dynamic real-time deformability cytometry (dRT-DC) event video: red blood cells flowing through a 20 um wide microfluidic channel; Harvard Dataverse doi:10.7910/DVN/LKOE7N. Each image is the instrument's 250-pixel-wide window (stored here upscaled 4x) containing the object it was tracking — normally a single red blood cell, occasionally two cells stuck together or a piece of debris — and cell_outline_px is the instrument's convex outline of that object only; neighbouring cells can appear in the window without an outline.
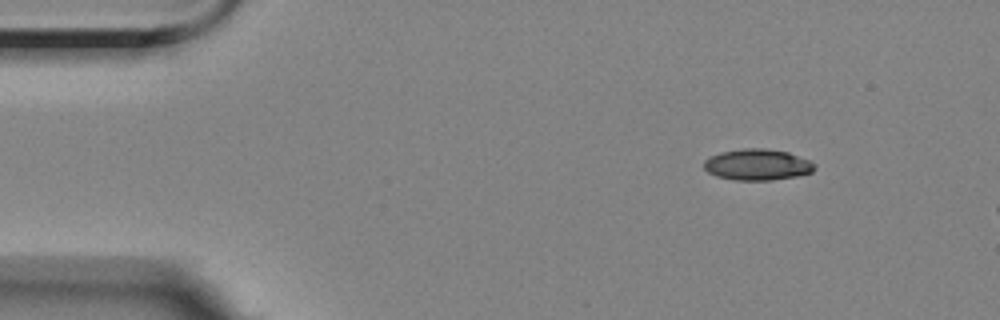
{"species": "Egyptian fruit bat (a non-hibernating species)", "species_latin": "Rousettus aegyptiacus", "temperature_condition": "room temperature", "stored_images_in_passage": 7, "camera_frame_rate_fps": 3000, "um_per_image_px": 0.085, "animal": {"sex": "female"}, "frame": {"image": 1, "passage_image": 1, "time_ms": 0.0, "image_size_px": [1000, 320], "cell_outline_px": [[816, 168], [812, 172], [796, 176], [772, 180], [736, 180], [716, 176], [708, 172], [704, 168], [704, 160], [720, 152], [744, 148], [764, 148], [788, 152], [808, 160], [816, 164]], "centroid_in_image_um": [64.38, 13.99], "position_along_channel_um": 20.6, "area_um2": 20.06}}